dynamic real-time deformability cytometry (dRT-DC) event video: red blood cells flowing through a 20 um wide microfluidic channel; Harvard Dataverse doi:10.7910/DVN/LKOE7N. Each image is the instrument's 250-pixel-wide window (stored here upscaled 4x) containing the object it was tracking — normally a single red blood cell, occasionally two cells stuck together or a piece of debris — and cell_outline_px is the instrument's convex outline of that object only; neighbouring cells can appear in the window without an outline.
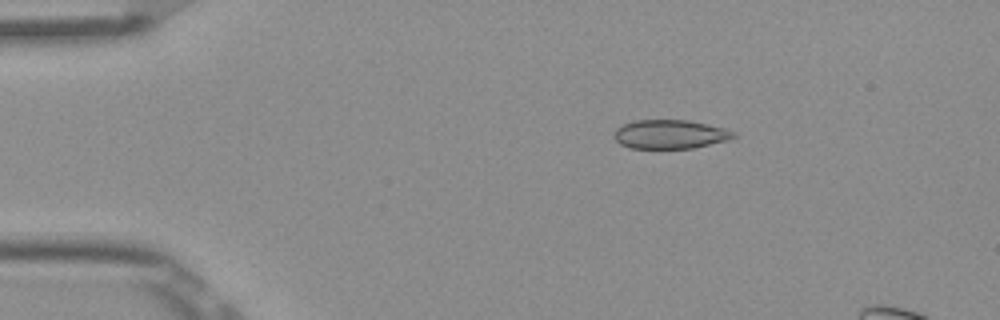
{"species": "Egyptian fruit bat (a non-hibernating species)", "species_latin": "Rousettus aegyptiacus", "temperature_condition": "room temperature", "stored_images_in_passage": 9, "camera_frame_rate_fps": 3000, "um_per_image_px": 0.085, "frame": {"image": 1, "passage_image": 2, "time_ms": 0.333, "image_size_px": [1000, 320], "cell_outline_px": [[736, 136], [728, 140], [692, 148], [628, 148], [620, 144], [612, 136], [616, 128], [624, 124], [636, 120], [688, 120], [708, 124], [724, 128], [736, 132]], "centroid_in_image_um": [56.94, 11.41], "position_along_channel_um": 28.1, "area_um2": 20.17}}